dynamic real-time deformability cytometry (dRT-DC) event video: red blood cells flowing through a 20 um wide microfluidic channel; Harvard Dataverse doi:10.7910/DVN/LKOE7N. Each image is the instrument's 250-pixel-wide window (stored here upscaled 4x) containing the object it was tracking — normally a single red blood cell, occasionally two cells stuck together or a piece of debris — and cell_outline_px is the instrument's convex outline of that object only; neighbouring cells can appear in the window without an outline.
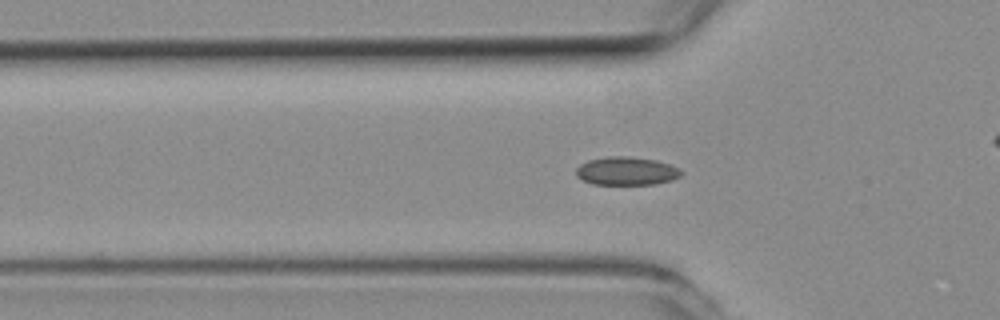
{"species": "common noctule bat (a hibernating species)", "species_latin": "Nyctalus noctula", "temperature_condition": "room temperature", "stored_images_in_passage": 52, "camera_frame_rate_fps": 3000, "um_per_image_px": 0.085, "animal": {"sex": "female", "body_mass_g": 19.3, "forearm_length_mm": 54.1}, "frame": {"image": 1, "passage_image": 16, "time_ms": 5.0, "image_size_px": [1000, 320], "cell_outline_px": [[684, 172], [680, 176], [672, 180], [656, 184], [592, 184], [576, 176], [576, 168], [580, 164], [588, 160], [608, 156], [628, 156], [656, 160], [680, 168]], "centroid_in_image_um": [53.26, 14.53], "position_along_channel_um": 72.5, "area_um2": 17.4}}
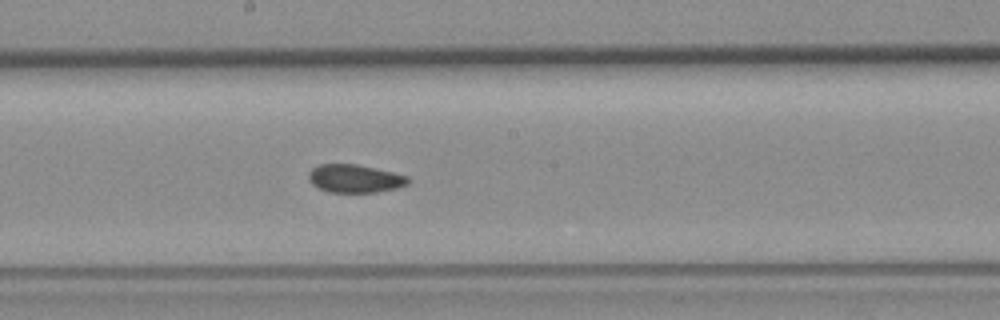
{"frame": {"image": 2, "passage_image": 27, "time_ms": 8.667, "image_size_px": [1000, 320], "cell_outline_px": [[412, 180], [408, 184], [396, 188], [376, 192], [328, 192], [312, 184], [308, 180], [308, 172], [312, 168], [320, 164], [356, 164], [392, 172], [408, 176]], "centroid_in_image_um": [30.16, 15.17], "position_along_channel_um": 218.0, "area_um2": 16.3}}
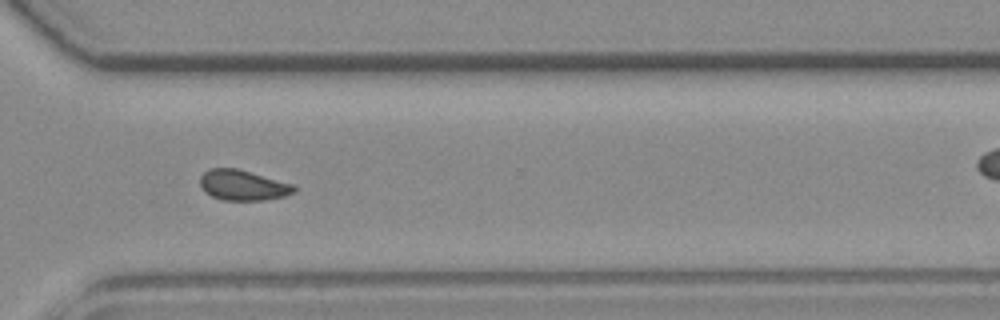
{"frame": {"image": 3, "passage_image": 37, "time_ms": 12.0, "image_size_px": [1000, 320], "cell_outline_px": [[296, 192], [284, 196], [264, 200], [220, 200], [204, 192], [200, 184], [200, 176], [208, 168], [236, 168], [296, 184]], "centroid_in_image_um": [20.66, 15.74], "position_along_channel_um": 349.9, "area_um2": 16.88}, "authors_computed_cell_mechanics": {"area_um2": 16.9643, "velocity_mm_per_s": 3.9569, "shape_relaxation_time_tau1_ms": null, "shape_relaxation_time_tau2_ms": 1.6745, "deformation_change_tau1": null, "deformation_change_tau2": 0.0522}}